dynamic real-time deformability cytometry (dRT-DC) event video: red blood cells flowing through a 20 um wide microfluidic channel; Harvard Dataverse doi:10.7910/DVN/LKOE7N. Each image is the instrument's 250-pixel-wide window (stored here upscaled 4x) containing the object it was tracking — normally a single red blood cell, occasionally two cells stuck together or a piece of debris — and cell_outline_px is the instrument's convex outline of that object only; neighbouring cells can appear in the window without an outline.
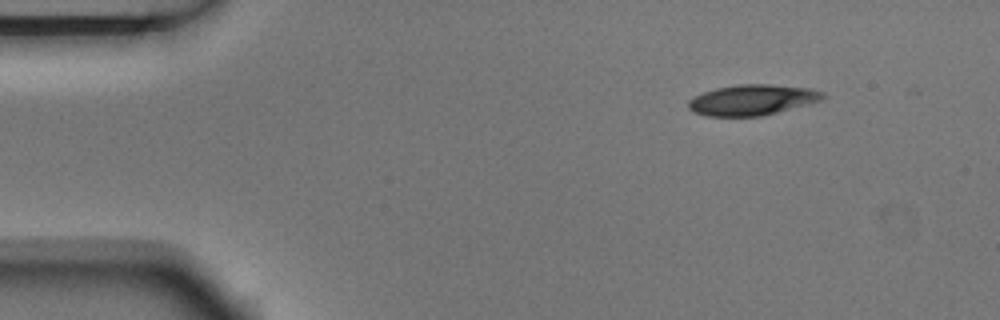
{"species": "Egyptian fruit bat (a non-hibernating species)", "species_latin": "Rousettus aegyptiacus", "temperature_condition": "room temperature", "stored_images_in_passage": 4, "segment_of_instrument_passage": [2, 2], "camera_frame_rate_fps": 3000, "um_per_image_px": 0.085, "animal": {"sex": "male"}, "frame": {"image": 1, "passage_image": 4, "time_ms": 1.0, "image_size_px": [1000, 320], "cell_outline_px": [[828, 96], [824, 100], [760, 116], [708, 116], [696, 112], [688, 108], [688, 100], [704, 92], [716, 88], [740, 84], [768, 84], [808, 88], [824, 92]], "centroid_in_image_um": [63.98, 8.49], "position_along_channel_um": 21.0, "area_um2": 23.81}}